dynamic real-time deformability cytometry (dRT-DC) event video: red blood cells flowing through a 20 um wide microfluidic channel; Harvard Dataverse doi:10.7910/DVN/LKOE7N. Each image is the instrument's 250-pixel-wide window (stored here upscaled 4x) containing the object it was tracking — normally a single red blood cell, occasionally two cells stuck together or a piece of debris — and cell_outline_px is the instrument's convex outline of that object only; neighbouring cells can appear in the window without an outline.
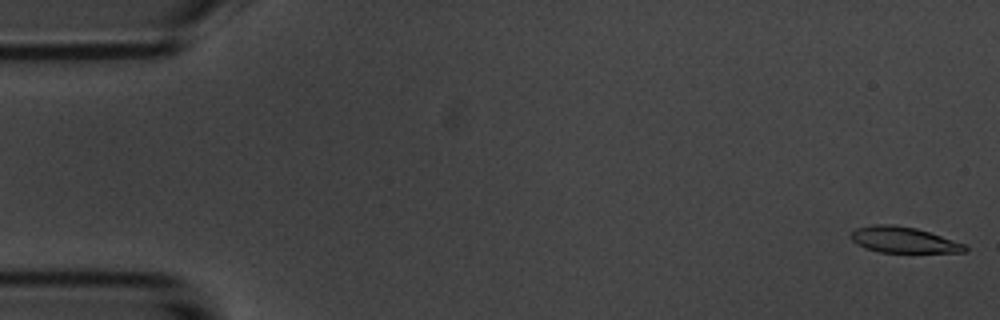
{"species": "common noctule bat (a hibernating species)", "species_latin": "Nyctalus noctula", "temperature_condition": "room temperature", "stored_images_in_passage": 4, "camera_frame_rate_fps": 3000, "um_per_image_px": 0.085, "animal": {"sex": "male", "body_mass_g": 20.1, "forearm_length_mm": 53.5}, "frame": {"image": 1, "passage_image": 1, "time_ms": 0.0, "image_size_px": [1000, 320], "cell_outline_px": [[968, 248], [964, 252], [880, 252], [864, 248], [856, 244], [852, 240], [852, 232], [856, 228], [872, 224], [892, 224], [916, 228], [964, 244]], "centroid_in_image_um": [76.74, 20.38], "position_along_channel_um": 8.3, "area_um2": 16.99}}
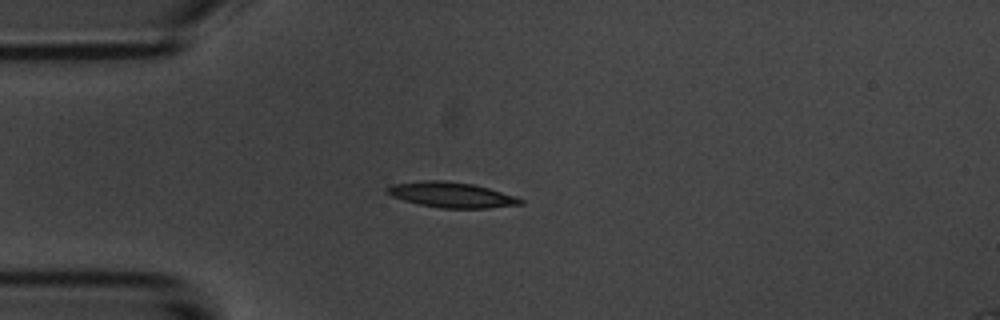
{"frame": {"image": 2, "passage_image": 4, "time_ms": 4.333, "image_size_px": [1000, 320], "cell_outline_px": [[524, 204], [488, 208], [440, 208], [416, 204], [392, 196], [384, 192], [384, 188], [392, 184], [424, 180], [444, 180], [472, 184], [488, 188], [516, 196], [524, 200]], "centroid_in_image_um": [38.34, 16.56], "position_along_channel_um": 46.7, "area_um2": 19.88}}